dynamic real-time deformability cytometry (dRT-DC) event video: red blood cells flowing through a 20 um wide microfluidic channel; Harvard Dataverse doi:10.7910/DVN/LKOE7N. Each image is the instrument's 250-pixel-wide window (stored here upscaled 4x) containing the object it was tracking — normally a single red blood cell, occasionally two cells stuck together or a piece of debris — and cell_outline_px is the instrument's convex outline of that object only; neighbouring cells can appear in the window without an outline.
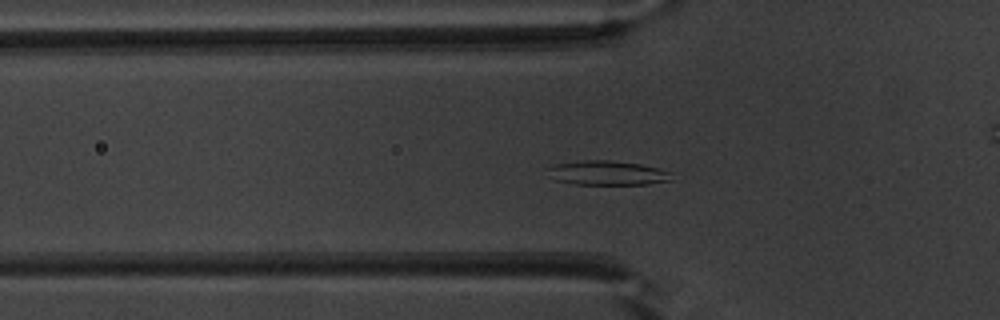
{"species": "common noctule bat (a hibernating species)", "species_latin": "Nyctalus noctula", "temperature_condition": "warm", "stored_images_in_passage": 42, "camera_frame_rate_fps": 3000, "um_per_image_px": 0.085, "animal": {"sex": "male", "body_mass_g": 20.1, "forearm_length_mm": 53.5}, "frame": {"image": 1, "passage_image": 7, "time_ms": 2.0, "image_size_px": [1000, 320], "cell_outline_px": [[672, 180], [648, 184], [572, 184], [556, 180], [548, 168], [556, 164], [584, 160], [608, 160], [640, 164], [660, 168], [672, 172]], "centroid_in_image_um": [51.71, 14.7], "position_along_channel_um": 74.1, "area_um2": 17.4}}
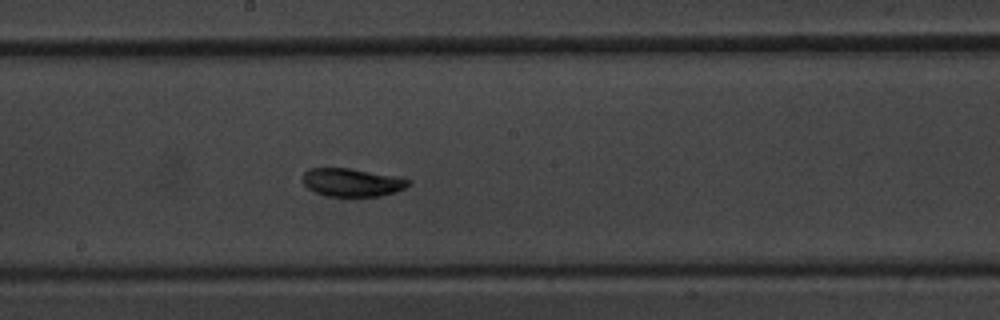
{"frame": {"image": 2, "passage_image": 18, "time_ms": 5.667, "image_size_px": [1000, 320], "cell_outline_px": [[412, 184], [396, 192], [380, 196], [328, 196], [316, 192], [308, 188], [304, 184], [304, 172], [308, 168], [348, 168], [392, 176], [412, 180]], "centroid_in_image_um": [29.93, 15.51], "position_along_channel_um": 218.3, "area_um2": 17.11}}
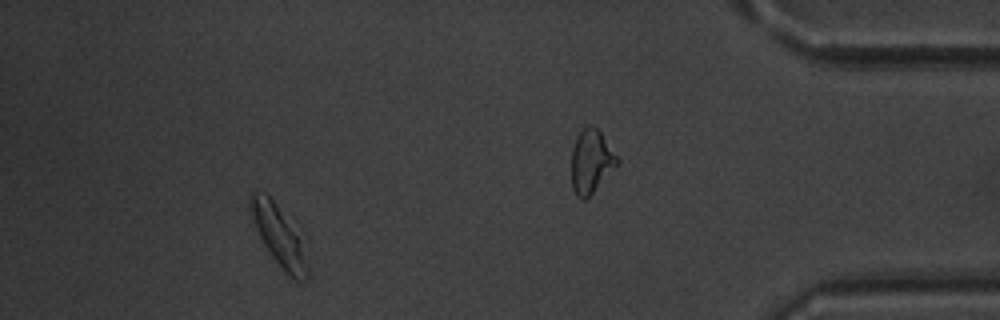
{"frame": {"image": 3, "passage_image": 37, "time_ms": 12.0, "image_size_px": [1000, 320], "cell_outline_px": [[308, 276], [304, 280], [296, 280], [288, 276], [272, 256], [264, 244], [260, 236], [248, 208], [248, 196], [252, 192], [264, 192], [276, 204], [296, 236], [308, 268]], "centroid_in_image_um": [23.6, 20.02], "position_along_channel_um": 411.6, "area_um2": 18.61}, "authors_computed_cell_mechanics": {"area_um2": 17.3978, "velocity_mm_per_s": 3.9259, "shape_relaxation_time_tau1_ms": 3.0566, "shape_relaxation_time_tau2_ms": 2.0735, "deformation_change_tau1": 0.1149, "deformation_change_tau2": 0.0409}}